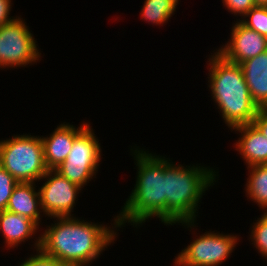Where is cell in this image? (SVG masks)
Instances as JSON below:
<instances>
[{"instance_id":"18","label":"cell","mask_w":267,"mask_h":266,"mask_svg":"<svg viewBox=\"0 0 267 266\" xmlns=\"http://www.w3.org/2000/svg\"><path fill=\"white\" fill-rule=\"evenodd\" d=\"M260 218H255V222L250 226V243L257 249V253L261 254L267 260V213L260 214ZM267 262V261H266Z\"/></svg>"},{"instance_id":"3","label":"cell","mask_w":267,"mask_h":266,"mask_svg":"<svg viewBox=\"0 0 267 266\" xmlns=\"http://www.w3.org/2000/svg\"><path fill=\"white\" fill-rule=\"evenodd\" d=\"M214 169L204 164L183 166L172 160L164 167L166 226L178 224L191 230L196 227L203 195L219 180V171Z\"/></svg>"},{"instance_id":"16","label":"cell","mask_w":267,"mask_h":266,"mask_svg":"<svg viewBox=\"0 0 267 266\" xmlns=\"http://www.w3.org/2000/svg\"><path fill=\"white\" fill-rule=\"evenodd\" d=\"M245 195L259 207L262 213H267V164H257L246 167Z\"/></svg>"},{"instance_id":"21","label":"cell","mask_w":267,"mask_h":266,"mask_svg":"<svg viewBox=\"0 0 267 266\" xmlns=\"http://www.w3.org/2000/svg\"><path fill=\"white\" fill-rule=\"evenodd\" d=\"M25 260H22L17 266H69L43 253L40 249L36 253L29 255ZM16 266V265H15Z\"/></svg>"},{"instance_id":"12","label":"cell","mask_w":267,"mask_h":266,"mask_svg":"<svg viewBox=\"0 0 267 266\" xmlns=\"http://www.w3.org/2000/svg\"><path fill=\"white\" fill-rule=\"evenodd\" d=\"M31 219L26 218L22 215L15 214L9 212L7 210L0 211V234H2L4 238V243L6 245V250L14 249L15 247H19L20 244L26 243V241L31 238L35 239L34 251L40 248V234L39 231L42 232V229ZM38 237H36V235ZM33 236V237H32ZM35 236V237H34Z\"/></svg>"},{"instance_id":"2","label":"cell","mask_w":267,"mask_h":266,"mask_svg":"<svg viewBox=\"0 0 267 266\" xmlns=\"http://www.w3.org/2000/svg\"><path fill=\"white\" fill-rule=\"evenodd\" d=\"M130 152L137 167L136 182L122 210L117 214L119 229L127 224L140 228L147 220L159 218L166 225V177L164 167L171 161L139 146Z\"/></svg>"},{"instance_id":"23","label":"cell","mask_w":267,"mask_h":266,"mask_svg":"<svg viewBox=\"0 0 267 266\" xmlns=\"http://www.w3.org/2000/svg\"><path fill=\"white\" fill-rule=\"evenodd\" d=\"M12 5V0H0V26L11 22L17 17V15L15 17L10 15Z\"/></svg>"},{"instance_id":"22","label":"cell","mask_w":267,"mask_h":266,"mask_svg":"<svg viewBox=\"0 0 267 266\" xmlns=\"http://www.w3.org/2000/svg\"><path fill=\"white\" fill-rule=\"evenodd\" d=\"M222 3L227 12L241 18L255 6L254 0H222Z\"/></svg>"},{"instance_id":"13","label":"cell","mask_w":267,"mask_h":266,"mask_svg":"<svg viewBox=\"0 0 267 266\" xmlns=\"http://www.w3.org/2000/svg\"><path fill=\"white\" fill-rule=\"evenodd\" d=\"M232 131L240 135L233 145L246 167L267 164V137L253 123L236 126Z\"/></svg>"},{"instance_id":"20","label":"cell","mask_w":267,"mask_h":266,"mask_svg":"<svg viewBox=\"0 0 267 266\" xmlns=\"http://www.w3.org/2000/svg\"><path fill=\"white\" fill-rule=\"evenodd\" d=\"M19 182L0 166V211L6 210L14 187Z\"/></svg>"},{"instance_id":"17","label":"cell","mask_w":267,"mask_h":266,"mask_svg":"<svg viewBox=\"0 0 267 266\" xmlns=\"http://www.w3.org/2000/svg\"><path fill=\"white\" fill-rule=\"evenodd\" d=\"M178 4L179 0H144L140 17L144 22L160 27L175 14Z\"/></svg>"},{"instance_id":"19","label":"cell","mask_w":267,"mask_h":266,"mask_svg":"<svg viewBox=\"0 0 267 266\" xmlns=\"http://www.w3.org/2000/svg\"><path fill=\"white\" fill-rule=\"evenodd\" d=\"M240 19L243 25L267 38V6L255 5Z\"/></svg>"},{"instance_id":"24","label":"cell","mask_w":267,"mask_h":266,"mask_svg":"<svg viewBox=\"0 0 267 266\" xmlns=\"http://www.w3.org/2000/svg\"><path fill=\"white\" fill-rule=\"evenodd\" d=\"M252 123L267 137V108H260Z\"/></svg>"},{"instance_id":"1","label":"cell","mask_w":267,"mask_h":266,"mask_svg":"<svg viewBox=\"0 0 267 266\" xmlns=\"http://www.w3.org/2000/svg\"><path fill=\"white\" fill-rule=\"evenodd\" d=\"M51 219L54 224L40 232L39 249L69 266H90L96 262L102 252L115 243L120 230L117 216L112 220V226L74 216Z\"/></svg>"},{"instance_id":"10","label":"cell","mask_w":267,"mask_h":266,"mask_svg":"<svg viewBox=\"0 0 267 266\" xmlns=\"http://www.w3.org/2000/svg\"><path fill=\"white\" fill-rule=\"evenodd\" d=\"M230 38L215 50L225 59L240 64L267 50V38L245 25L239 19L232 24Z\"/></svg>"},{"instance_id":"4","label":"cell","mask_w":267,"mask_h":266,"mask_svg":"<svg viewBox=\"0 0 267 266\" xmlns=\"http://www.w3.org/2000/svg\"><path fill=\"white\" fill-rule=\"evenodd\" d=\"M214 51L206 62H209L207 85L219 114L229 130L252 123L260 108L252 100L240 64Z\"/></svg>"},{"instance_id":"26","label":"cell","mask_w":267,"mask_h":266,"mask_svg":"<svg viewBox=\"0 0 267 266\" xmlns=\"http://www.w3.org/2000/svg\"><path fill=\"white\" fill-rule=\"evenodd\" d=\"M173 263H174L173 266H186V265L181 264L176 258L174 259Z\"/></svg>"},{"instance_id":"11","label":"cell","mask_w":267,"mask_h":266,"mask_svg":"<svg viewBox=\"0 0 267 266\" xmlns=\"http://www.w3.org/2000/svg\"><path fill=\"white\" fill-rule=\"evenodd\" d=\"M90 124L82 122L80 126L60 123L50 135L40 136L43 143L44 162L48 170H55L67 158L73 147L74 139Z\"/></svg>"},{"instance_id":"25","label":"cell","mask_w":267,"mask_h":266,"mask_svg":"<svg viewBox=\"0 0 267 266\" xmlns=\"http://www.w3.org/2000/svg\"><path fill=\"white\" fill-rule=\"evenodd\" d=\"M256 6H267V0H254Z\"/></svg>"},{"instance_id":"7","label":"cell","mask_w":267,"mask_h":266,"mask_svg":"<svg viewBox=\"0 0 267 266\" xmlns=\"http://www.w3.org/2000/svg\"><path fill=\"white\" fill-rule=\"evenodd\" d=\"M25 19L17 16L0 26V69H18L41 60V52Z\"/></svg>"},{"instance_id":"6","label":"cell","mask_w":267,"mask_h":266,"mask_svg":"<svg viewBox=\"0 0 267 266\" xmlns=\"http://www.w3.org/2000/svg\"><path fill=\"white\" fill-rule=\"evenodd\" d=\"M91 123L74 139L66 160L55 170L81 187L96 178L102 159V147Z\"/></svg>"},{"instance_id":"15","label":"cell","mask_w":267,"mask_h":266,"mask_svg":"<svg viewBox=\"0 0 267 266\" xmlns=\"http://www.w3.org/2000/svg\"><path fill=\"white\" fill-rule=\"evenodd\" d=\"M252 100L267 108V50L240 63Z\"/></svg>"},{"instance_id":"8","label":"cell","mask_w":267,"mask_h":266,"mask_svg":"<svg viewBox=\"0 0 267 266\" xmlns=\"http://www.w3.org/2000/svg\"><path fill=\"white\" fill-rule=\"evenodd\" d=\"M192 237L187 247H184L175 258L186 266H221L234 252L240 235L224 232L206 231Z\"/></svg>"},{"instance_id":"9","label":"cell","mask_w":267,"mask_h":266,"mask_svg":"<svg viewBox=\"0 0 267 266\" xmlns=\"http://www.w3.org/2000/svg\"><path fill=\"white\" fill-rule=\"evenodd\" d=\"M44 183L38 187L40 193L41 209L47 218L73 217L74 207L78 194L83 191L81 187L71 183L56 170H47L39 180Z\"/></svg>"},{"instance_id":"14","label":"cell","mask_w":267,"mask_h":266,"mask_svg":"<svg viewBox=\"0 0 267 266\" xmlns=\"http://www.w3.org/2000/svg\"><path fill=\"white\" fill-rule=\"evenodd\" d=\"M36 187L35 182H19L13 189L6 210L29 218L40 227L44 214L41 209L39 188Z\"/></svg>"},{"instance_id":"5","label":"cell","mask_w":267,"mask_h":266,"mask_svg":"<svg viewBox=\"0 0 267 266\" xmlns=\"http://www.w3.org/2000/svg\"><path fill=\"white\" fill-rule=\"evenodd\" d=\"M0 166L18 182H39L46 174L43 143L40 136L12 135L0 140Z\"/></svg>"}]
</instances>
